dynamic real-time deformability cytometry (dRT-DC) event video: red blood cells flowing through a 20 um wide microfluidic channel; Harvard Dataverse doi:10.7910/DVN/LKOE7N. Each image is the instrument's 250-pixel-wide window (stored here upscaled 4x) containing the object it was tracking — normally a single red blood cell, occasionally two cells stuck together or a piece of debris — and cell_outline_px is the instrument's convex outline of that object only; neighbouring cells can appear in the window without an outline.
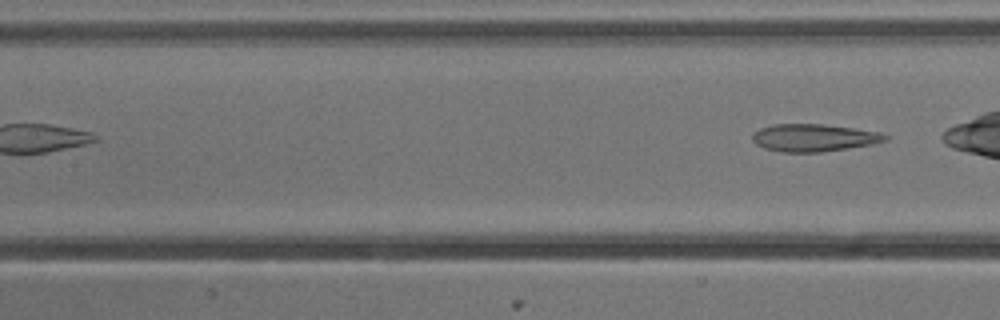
{"species": "common noctule bat (a hibernating species)", "species_latin": "Nyctalus noctula", "temperature_condition": "cold", "stored_images_in_passage": 5, "camera_frame_rate_fps": 3000, "um_per_image_px": 0.085, "animal": {"sex": "male", "body_mass_g": 13.3}, "frame": {"image": 1, "passage_image": 5, "time_ms": 1.333, "image_size_px": [1000, 320], "cell_outline_px": [[888, 140], [872, 144], [848, 148], [820, 152], [780, 152], [764, 148], [756, 144], [752, 140], [752, 132], [760, 128], [772, 124], [824, 124], [880, 132], [888, 136]], "centroid_in_image_um": [69.14, 11.7], "position_along_channel_um": 138.3, "area_um2": 21.33}}